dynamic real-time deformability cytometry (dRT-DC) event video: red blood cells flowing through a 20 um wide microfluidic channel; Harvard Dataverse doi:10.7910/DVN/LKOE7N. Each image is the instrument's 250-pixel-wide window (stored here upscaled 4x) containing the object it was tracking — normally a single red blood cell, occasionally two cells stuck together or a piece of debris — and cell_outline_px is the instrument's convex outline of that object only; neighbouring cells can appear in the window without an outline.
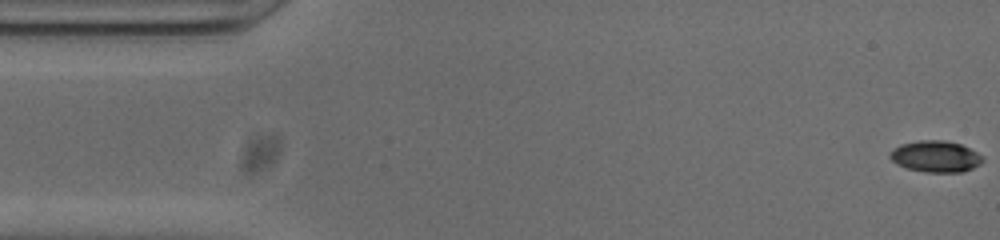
{"species": "common noctule bat (a hibernating species)", "species_latin": "Nyctalus noctula", "temperature_condition": "cold", "stored_images_in_passage": 52, "camera_frame_rate_fps": 3000, "um_per_image_px": 0.085, "animal": {"sex": "male", "body_mass_g": 20.0, "forearm_length_mm": 53.3}, "frame": {"image": 1, "passage_image": 1, "time_ms": 0.0, "image_size_px": [1000, 240], "cell_outline_px": [[984, 160], [980, 164], [972, 168], [960, 172], [928, 172], [908, 168], [896, 164], [888, 156], [900, 144], [920, 140], [944, 140], [960, 144], [976, 152]], "centroid_in_image_um": [79.52, 13.29], "position_along_channel_um": 5.5, "area_um2": 16.65}}
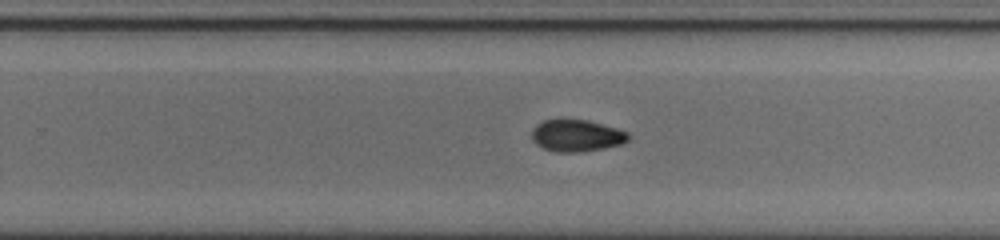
{"frame": {"image": 2, "passage_image": 32, "time_ms": 10.333, "image_size_px": [1000, 240], "cell_outline_px": [[628, 140], [620, 144], [604, 148], [580, 152], [556, 152], [544, 148], [536, 144], [532, 140], [532, 128], [536, 124], [544, 120], [588, 120], [616, 128], [628, 132]], "centroid_in_image_um": [48.98, 11.53], "position_along_channel_um": 280.8, "area_um2": 17.8}}
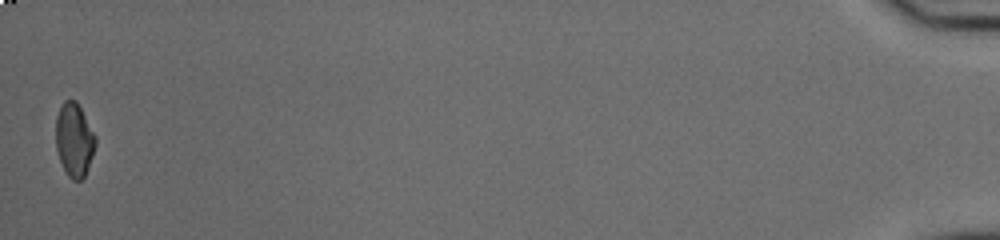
{"frame": {"image": 3, "passage_image": 52, "time_ms": 17.0, "image_size_px": [1000, 240], "cell_outline_px": [[96, 144], [92, 156], [84, 176], [80, 180], [72, 180], [68, 176], [60, 160], [56, 148], [56, 116], [64, 100], [76, 100], [96, 136]], "centroid_in_image_um": [6.31, 11.87], "position_along_channel_um": 428.9, "area_um2": 16.82}, "authors_computed_cell_mechanics": {"area_um2": 17.7446, "velocity_mm_per_s": 3.8486, "shape_relaxation_time_tau1_ms": 5.6283, "shape_relaxation_time_tau2_ms": 4.3831, "deformation_change_tau1": 0.1783, "deformation_change_tau2": 0.0745}}